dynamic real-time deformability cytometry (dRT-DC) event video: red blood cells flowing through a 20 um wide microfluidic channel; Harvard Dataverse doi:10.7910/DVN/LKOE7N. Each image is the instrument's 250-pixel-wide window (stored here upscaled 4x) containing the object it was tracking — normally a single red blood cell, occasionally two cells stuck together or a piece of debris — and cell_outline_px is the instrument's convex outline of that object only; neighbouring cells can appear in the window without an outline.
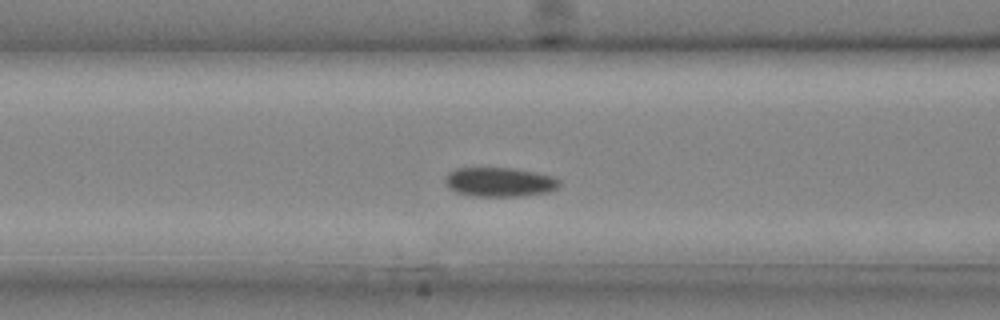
{"species": "common noctule bat (a hibernating species)", "species_latin": "Nyctalus noctula", "temperature_condition": "cold", "stored_images_in_passage": 25, "camera_frame_rate_fps": 3000, "um_per_image_px": 0.085, "animal": {"sex": "male", "body_mass_g": 20.4}, "frame": {"image": 1, "passage_image": 11, "time_ms": 3.333, "image_size_px": [1000, 320], "cell_outline_px": [[560, 184], [556, 188], [548, 192], [520, 196], [472, 196], [456, 192], [444, 180], [444, 176], [448, 172], [456, 168], [512, 168], [552, 176], [560, 180]], "centroid_in_image_um": [42.45, 15.47], "position_along_channel_um": 124.2, "area_um2": 19.31}}
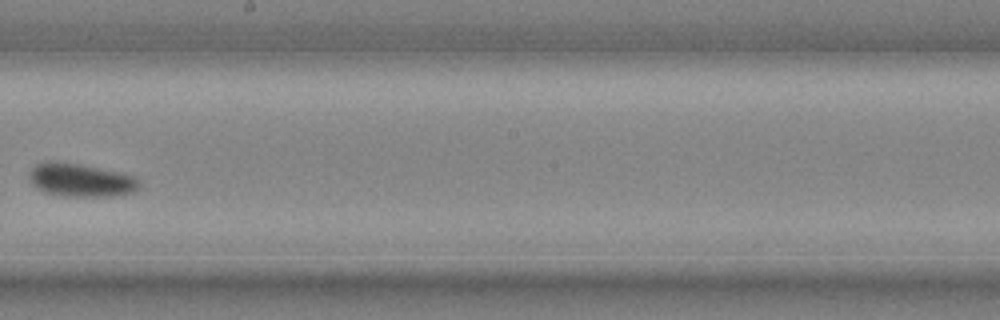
{"frame": {"image": 2, "passage_image": 17, "time_ms": 5.333, "image_size_px": [1000, 320], "cell_outline_px": [[140, 188], [136, 192], [112, 196], [64, 196], [44, 192], [36, 188], [32, 184], [28, 172], [36, 164], [44, 160], [52, 160], [80, 164], [120, 172], [136, 176], [140, 180]], "centroid_in_image_um": [6.88, 15.3], "position_along_channel_um": 241.3, "area_um2": 21.73}}
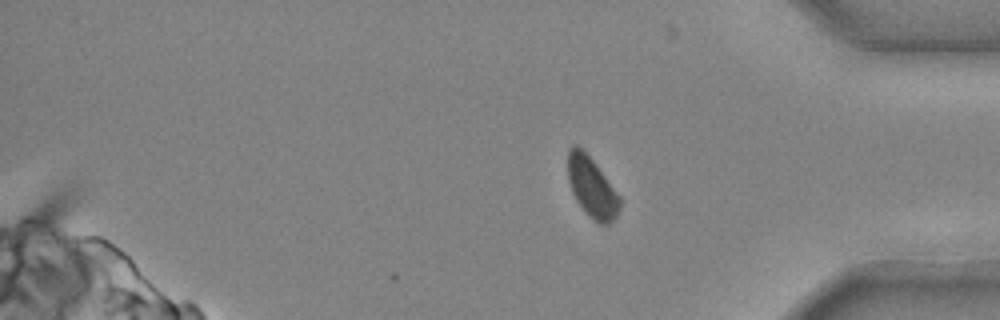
{"frame": {"image": 3, "passage_image": 25, "time_ms": 8.0, "image_size_px": [1000, 320], "cell_outline_px": [[620, 208], [616, 216], [608, 224], [600, 224], [592, 220], [584, 212], [576, 200], [572, 192], [568, 180], [568, 148], [572, 144], [576, 144], [592, 160], [620, 196]], "centroid_in_image_um": [50.29, 15.94], "position_along_channel_um": 384.9, "area_um2": 18.09}}